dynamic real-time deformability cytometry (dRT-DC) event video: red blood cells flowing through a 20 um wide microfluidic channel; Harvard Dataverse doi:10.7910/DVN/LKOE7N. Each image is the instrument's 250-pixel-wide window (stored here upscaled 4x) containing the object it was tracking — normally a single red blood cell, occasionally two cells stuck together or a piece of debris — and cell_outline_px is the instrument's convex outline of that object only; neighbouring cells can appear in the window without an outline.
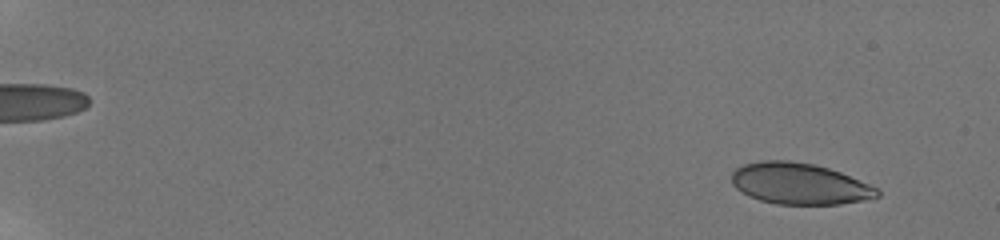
{"species": "human", "species_latin": "Homo sapiens", "temperature_condition": "room temperature", "stored_images_in_passage": 34, "camera_frame_rate_fps": 3000, "um_per_image_px": 0.085, "donor": {"sex": "male"}, "frame": {"image": 1, "passage_image": 3, "time_ms": 0.667, "image_size_px": [1000, 240], "cell_outline_px": [[880, 196], [840, 204], [776, 204], [760, 200], [748, 196], [736, 188], [732, 184], [732, 172], [736, 168], [744, 164], [760, 160], [788, 160], [812, 164], [828, 168], [840, 172], [868, 184], [876, 188], [880, 192]], "centroid_in_image_um": [67.9, 15.61], "position_along_channel_um": 17.1, "area_um2": 34.8}}
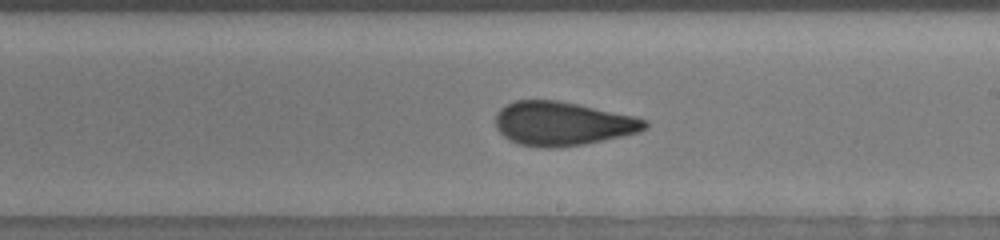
{"frame": {"image": 2, "passage_image": 28, "time_ms": 11.667, "image_size_px": [1000, 240], "cell_outline_px": [[648, 128], [640, 132], [604, 140], [584, 144], [556, 148], [540, 148], [520, 144], [508, 140], [496, 128], [496, 112], [500, 108], [516, 100], [556, 100], [636, 116], [648, 120]], "centroid_in_image_um": [47.82, 10.52], "position_along_channel_um": 241.2, "area_um2": 38.32}}
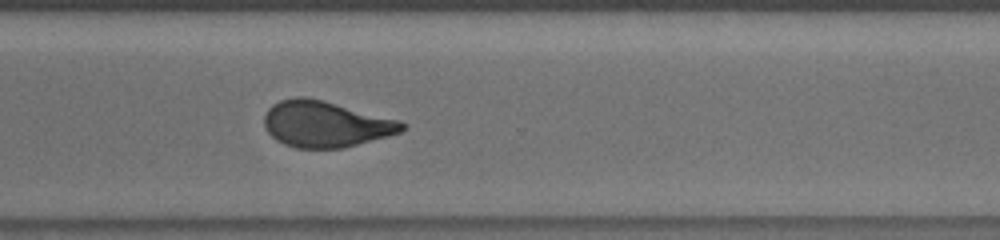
{"frame": {"image": 3, "passage_image": 34, "time_ms": 14.333, "image_size_px": [1000, 240], "cell_outline_px": [[408, 124], [400, 132], [344, 148], [296, 148], [284, 144], [276, 140], [268, 132], [264, 124], [264, 116], [268, 108], [272, 104], [280, 100], [296, 96], [308, 96], [324, 100], [400, 120]], "centroid_in_image_um": [27.65, 10.53], "position_along_channel_um": 342.9, "area_um2": 37.17}}